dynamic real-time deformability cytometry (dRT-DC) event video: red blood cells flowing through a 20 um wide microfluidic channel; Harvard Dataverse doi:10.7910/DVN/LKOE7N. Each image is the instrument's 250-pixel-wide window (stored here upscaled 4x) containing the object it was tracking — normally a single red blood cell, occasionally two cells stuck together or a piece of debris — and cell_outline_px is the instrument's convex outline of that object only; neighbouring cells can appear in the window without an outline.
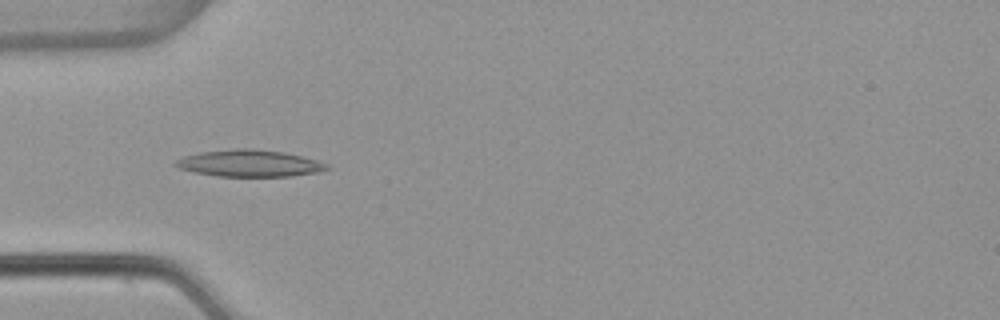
{"species": "common noctule bat (a hibernating species)", "species_latin": "Nyctalus noctula", "temperature_condition": "warm", "stored_images_in_passage": 6, "camera_frame_rate_fps": 3000, "um_per_image_px": 0.085, "animal": {"sex": "female", "body_mass_g": 22.7, "forearm_length_mm": 54.2}, "frame": {"image": 1, "passage_image": 5, "time_ms": 1.333, "image_size_px": [1000, 320], "cell_outline_px": [[332, 168], [320, 172], [292, 176], [220, 176], [196, 172], [180, 168], [172, 164], [176, 160], [184, 156], [200, 152], [236, 148], [252, 148], [284, 152], [316, 160], [328, 164]], "centroid_in_image_um": [21.24, 13.87], "position_along_channel_um": 63.8, "area_um2": 23.58}}
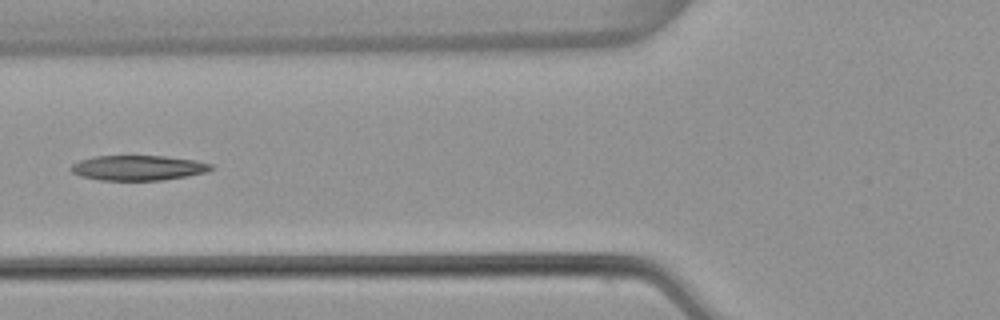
{"frame": {"image": 2, "passage_image": 6, "time_ms": 1.667, "image_size_px": [1000, 320], "cell_outline_px": [[216, 168], [208, 172], [188, 176], [164, 180], [100, 180], [80, 176], [72, 172], [68, 168], [72, 164], [80, 160], [92, 156], [164, 156], [196, 160], [212, 164]], "centroid_in_image_um": [11.77, 14.27], "position_along_channel_um": 114.0, "area_um2": 20.69}}